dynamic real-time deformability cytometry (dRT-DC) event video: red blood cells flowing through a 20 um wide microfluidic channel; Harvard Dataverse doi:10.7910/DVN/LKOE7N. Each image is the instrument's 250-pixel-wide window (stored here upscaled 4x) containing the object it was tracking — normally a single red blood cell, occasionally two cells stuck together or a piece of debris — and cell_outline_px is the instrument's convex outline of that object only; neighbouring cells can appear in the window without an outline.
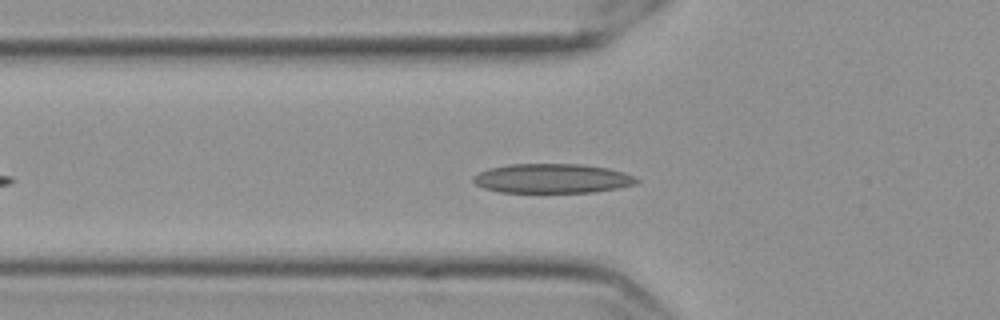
{"species": "Egyptian fruit bat (a non-hibernating species)", "species_latin": "Rousettus aegyptiacus", "temperature_condition": "cold", "stored_images_in_passage": 43, "camera_frame_rate_fps": 3000, "um_per_image_px": 0.085, "frame": {"image": 1, "passage_image": 9, "time_ms": 2.667, "image_size_px": [1000, 320], "cell_outline_px": [[640, 180], [636, 184], [616, 188], [592, 192], [500, 192], [484, 188], [476, 184], [472, 180], [472, 176], [488, 168], [508, 164], [580, 164], [608, 168], [624, 172]], "centroid_in_image_um": [46.91, 15.16], "position_along_channel_um": 78.9, "area_um2": 27.92}}
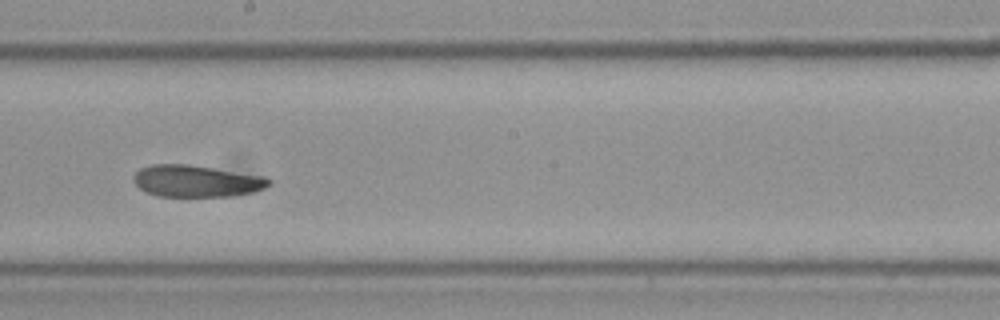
{"frame": {"image": 2, "passage_image": 22, "time_ms": 7.0, "image_size_px": [1000, 320], "cell_outline_px": [[272, 184], [264, 188], [252, 192], [228, 196], [156, 196], [144, 192], [132, 180], [132, 176], [140, 168], [152, 164], [188, 164], [264, 176], [272, 180]], "centroid_in_image_um": [16.66, 15.38], "position_along_channel_um": 231.5, "area_um2": 25.14}}
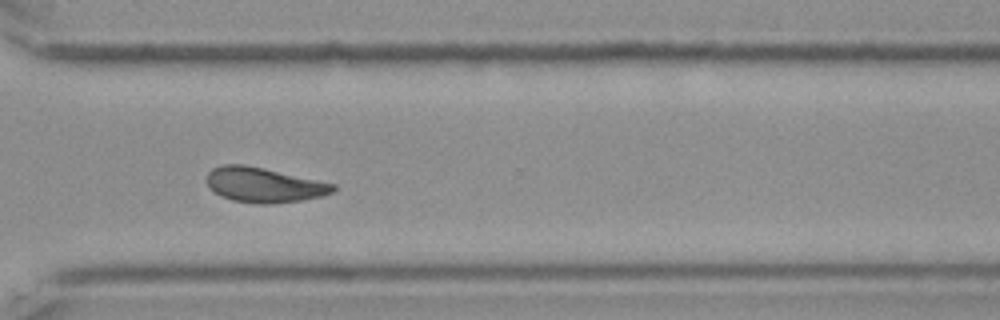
{"frame": {"image": 3, "passage_image": 32, "time_ms": 10.333, "image_size_px": [1000, 320], "cell_outline_px": [[336, 188], [332, 192], [324, 196], [300, 200], [272, 204], [256, 204], [232, 200], [220, 196], [208, 188], [208, 172], [212, 168], [224, 164], [244, 164], [336, 184]], "centroid_in_image_um": [22.41, 15.73], "position_along_channel_um": 348.2, "area_um2": 25.66}, "authors_computed_cell_mechanics": {"area_um2": 25.4898, "velocity_mm_per_s": 3.5001, "shape_relaxation_time_tau1_ms": 7.2899, "shape_relaxation_time_tau2_ms": 3.1464, "deformation_change_tau1": 0.1715, "deformation_change_tau2": 0.0893}}